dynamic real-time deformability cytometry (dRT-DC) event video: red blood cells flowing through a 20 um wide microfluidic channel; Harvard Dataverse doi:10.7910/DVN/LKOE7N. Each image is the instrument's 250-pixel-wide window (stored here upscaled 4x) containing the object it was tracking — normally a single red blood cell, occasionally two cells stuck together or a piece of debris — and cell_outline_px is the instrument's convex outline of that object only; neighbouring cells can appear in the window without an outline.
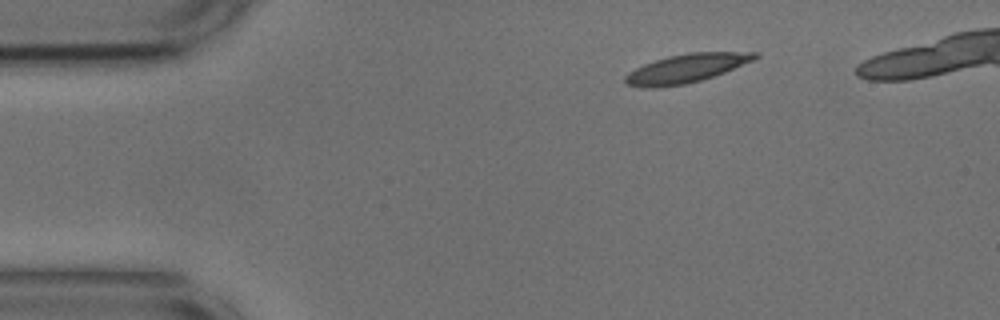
{"species": "common noctule bat (a hibernating species)", "species_latin": "Nyctalus noctula", "temperature_condition": "cold", "stored_images_in_passage": 42, "camera_frame_rate_fps": 3000, "um_per_image_px": 0.085, "animal": {"sex": "male", "body_mass_g": 17.9, "forearm_length_mm": 54.2}, "frame": {"image": 1, "passage_image": 1, "time_ms": 0.0, "image_size_px": [1000, 320], "cell_outline_px": [[760, 56], [752, 60], [724, 72], [700, 80], [684, 84], [656, 88], [644, 88], [624, 84], [624, 76], [628, 72], [644, 64], [668, 56], [688, 52], [760, 52]], "centroid_in_image_um": [58.28, 5.81], "position_along_channel_um": 26.7, "area_um2": 21.56}}
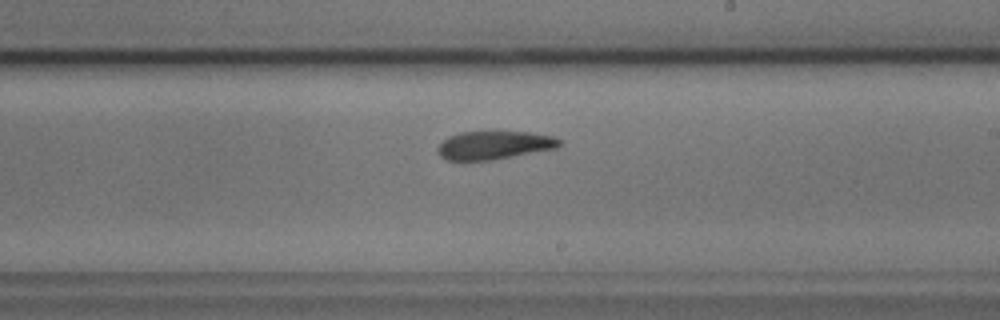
{"frame": {"image": 2, "passage_image": 24, "time_ms": 7.667, "image_size_px": [1000, 320], "cell_outline_px": [[564, 144], [556, 148], [492, 160], [448, 160], [440, 156], [436, 152], [436, 148], [448, 136], [460, 132], [528, 132], [552, 136], [560, 140]], "centroid_in_image_um": [41.99, 12.34], "position_along_channel_um": 247.0, "area_um2": 20.0}}
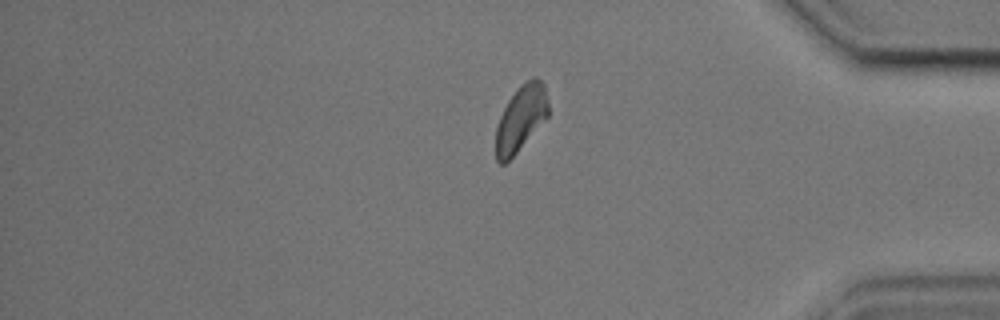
{"frame": {"image": 3, "passage_image": 38, "time_ms": 12.333, "image_size_px": [1000, 320], "cell_outline_px": [[548, 116], [516, 152], [504, 164], [500, 164], [496, 160], [496, 128], [500, 116], [508, 100], [520, 84], [532, 76], [536, 76], [544, 84], [548, 100]], "centroid_in_image_um": [44.27, 10.01], "position_along_channel_um": 390.9, "area_um2": 19.94}, "authors_computed_cell_mechanics": {"area_um2": 21.4438, "velocity_mm_per_s": 3.6168, "shape_relaxation_time_tau1_ms": 4.9079, "shape_relaxation_time_tau2_ms": 3.0906, "deformation_change_tau1": 0.1125, "deformation_change_tau2": 0.0866}}